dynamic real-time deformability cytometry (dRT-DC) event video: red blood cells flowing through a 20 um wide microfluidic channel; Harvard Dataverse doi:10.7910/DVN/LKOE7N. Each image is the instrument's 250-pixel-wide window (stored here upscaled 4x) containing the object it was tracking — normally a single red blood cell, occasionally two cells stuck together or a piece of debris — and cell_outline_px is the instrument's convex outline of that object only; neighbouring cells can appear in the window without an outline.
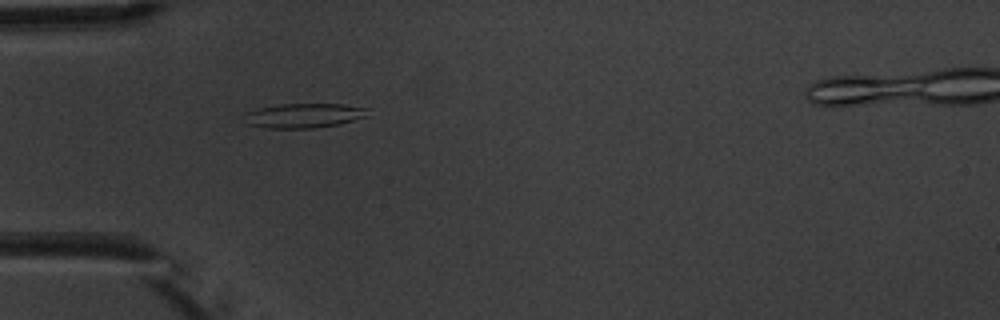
{"species": "common noctule bat (a hibernating species)", "species_latin": "Nyctalus noctula", "temperature_condition": "warm", "stored_images_in_passage": 4, "camera_frame_rate_fps": 3000, "um_per_image_px": 0.085, "animal": {"sex": "male", "body_mass_g": 20.1, "forearm_length_mm": 53.5}, "frame": {"image": 1, "passage_image": 3, "time_ms": 3.333, "image_size_px": [1000, 320], "cell_outline_px": [[368, 116], [340, 124], [312, 128], [268, 128], [248, 124], [240, 116], [244, 112], [260, 108], [280, 104], [344, 104], [368, 108]], "centroid_in_image_um": [25.81, 9.82], "position_along_channel_um": 59.2, "area_um2": 17.8}}